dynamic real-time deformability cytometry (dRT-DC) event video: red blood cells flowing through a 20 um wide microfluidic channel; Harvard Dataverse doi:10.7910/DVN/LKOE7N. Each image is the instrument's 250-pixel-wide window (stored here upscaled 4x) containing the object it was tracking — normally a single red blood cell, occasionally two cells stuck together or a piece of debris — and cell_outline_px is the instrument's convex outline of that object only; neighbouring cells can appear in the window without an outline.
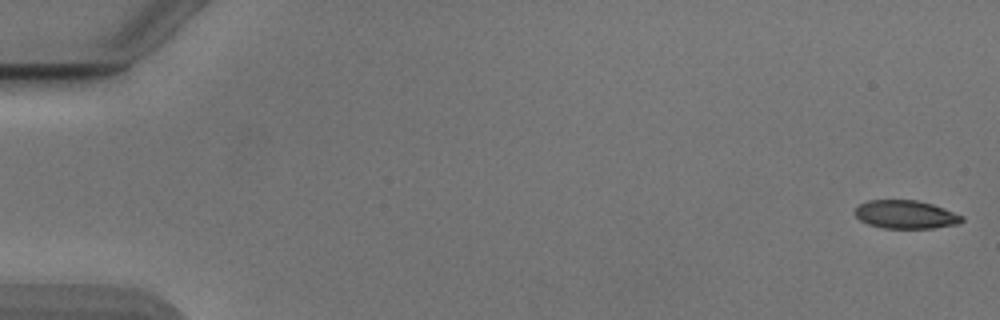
{"species": "Egyptian fruit bat (a non-hibernating species)", "species_latin": "Rousettus aegyptiacus", "temperature_condition": "cold", "stored_images_in_passage": 9, "camera_frame_rate_fps": 3000, "um_per_image_px": 0.085, "animal": {"sex": "male"}, "frame": {"image": 1, "passage_image": 1, "time_ms": 0.0, "image_size_px": [1000, 320], "cell_outline_px": [[964, 220], [960, 224], [932, 228], [884, 228], [868, 224], [860, 220], [856, 216], [856, 208], [860, 204], [868, 200], [916, 200], [932, 204], [944, 208], [964, 216]], "centroid_in_image_um": [77.02, 18.23], "position_along_channel_um": 8.0, "area_um2": 17.63}}